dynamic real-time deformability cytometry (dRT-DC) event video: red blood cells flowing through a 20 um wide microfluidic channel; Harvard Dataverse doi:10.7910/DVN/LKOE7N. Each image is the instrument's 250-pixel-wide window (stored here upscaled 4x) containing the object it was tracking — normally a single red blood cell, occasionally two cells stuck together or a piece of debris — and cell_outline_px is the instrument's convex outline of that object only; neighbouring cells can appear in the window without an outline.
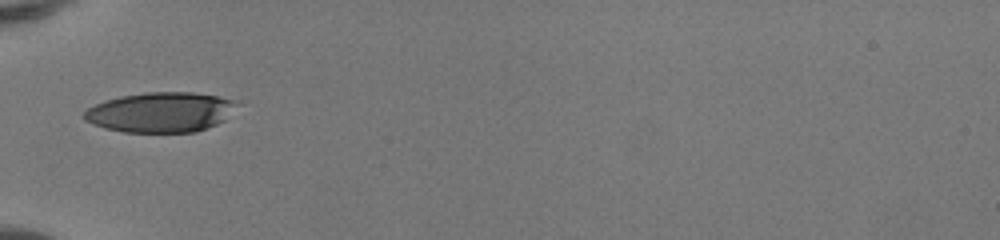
{"species": "human", "species_latin": "Homo sapiens", "temperature_condition": "room temperature", "stored_images_in_passage": 32, "camera_frame_rate_fps": 3000, "um_per_image_px": 0.085, "donor": {"sex": "female"}, "frame": {"image": 1, "passage_image": 1, "time_ms": 0.0, "image_size_px": [1000, 240], "cell_outline_px": [[240, 104], [224, 120], [208, 128], [196, 132], [124, 132], [104, 128], [92, 124], [84, 120], [80, 116], [88, 108], [96, 104], [120, 96], [148, 92], [192, 92], [216, 96], [236, 100]], "centroid_in_image_um": [13.66, 9.54], "position_along_channel_um": 71.3, "area_um2": 35.78}}
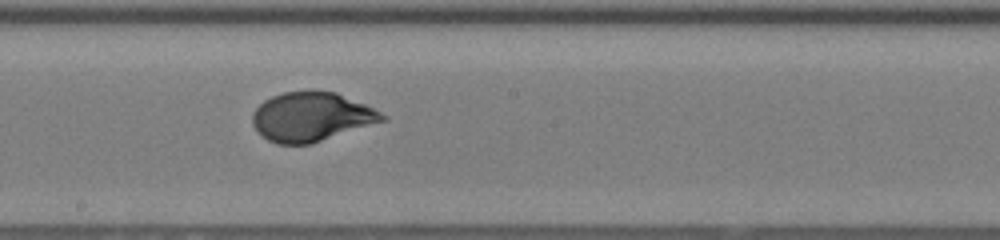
{"frame": {"image": 2, "passage_image": 12, "time_ms": 3.667, "image_size_px": [1000, 240], "cell_outline_px": [[388, 120], [312, 144], [276, 144], [268, 140], [252, 124], [252, 112], [264, 100], [272, 96], [284, 92], [312, 88], [336, 92], [364, 104], [388, 116]], "centroid_in_image_um": [26.49, 9.91], "position_along_channel_um": 221.7, "area_um2": 37.69}}
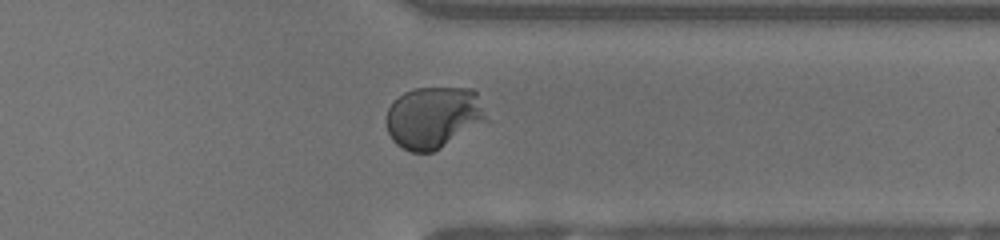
{"frame": {"image": 3, "passage_image": 23, "time_ms": 7.333, "image_size_px": [1000, 240], "cell_outline_px": [[488, 120], [440, 148], [432, 152], [412, 152], [396, 144], [392, 140], [388, 132], [384, 120], [388, 108], [392, 100], [404, 92], [416, 88], [472, 88], [476, 92]], "centroid_in_image_um": [36.8, 9.97], "position_along_channel_um": 374.6, "area_um2": 36.07}, "authors_computed_cell_mechanics": {"area_um2": 37.4544, "velocity_mm_per_s": 4.1612, "shape_relaxation_time_tau1_ms": 4.1846, "shape_relaxation_time_tau2_ms": null, "deformation_change_tau1": 0.2232, "deformation_change_tau2": null}}